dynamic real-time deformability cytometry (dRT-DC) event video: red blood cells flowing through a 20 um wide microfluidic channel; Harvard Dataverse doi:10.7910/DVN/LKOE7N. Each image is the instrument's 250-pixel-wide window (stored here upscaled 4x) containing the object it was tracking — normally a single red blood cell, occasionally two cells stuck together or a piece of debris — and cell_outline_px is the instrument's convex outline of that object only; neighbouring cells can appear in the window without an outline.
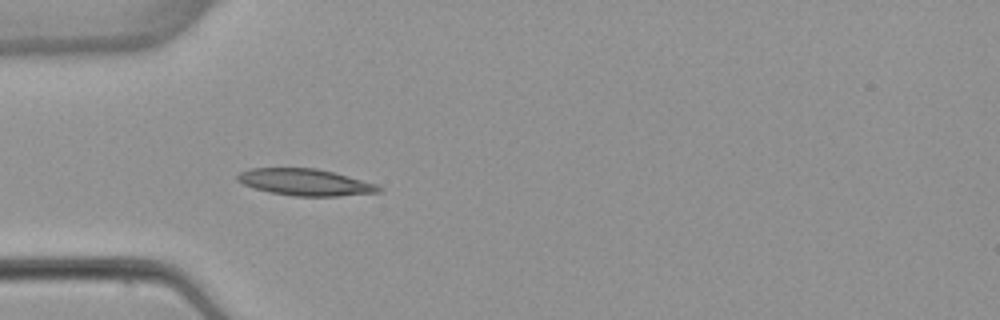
{"species": "common noctule bat (a hibernating species)", "species_latin": "Nyctalus noctula", "temperature_condition": "warm", "stored_images_in_passage": 5, "camera_frame_rate_fps": 3000, "um_per_image_px": 0.085, "animal": {"sex": "female", "body_mass_g": 22.7, "forearm_length_mm": 54.2}, "frame": {"image": 1, "passage_image": 5, "time_ms": 5.0, "image_size_px": [1000, 320], "cell_outline_px": [[384, 188], [380, 192], [340, 196], [292, 196], [252, 188], [236, 180], [236, 176], [240, 172], [252, 168], [316, 168], [332, 172], [376, 184]], "centroid_in_image_um": [25.93, 15.49], "position_along_channel_um": 59.1, "area_um2": 21.85}}